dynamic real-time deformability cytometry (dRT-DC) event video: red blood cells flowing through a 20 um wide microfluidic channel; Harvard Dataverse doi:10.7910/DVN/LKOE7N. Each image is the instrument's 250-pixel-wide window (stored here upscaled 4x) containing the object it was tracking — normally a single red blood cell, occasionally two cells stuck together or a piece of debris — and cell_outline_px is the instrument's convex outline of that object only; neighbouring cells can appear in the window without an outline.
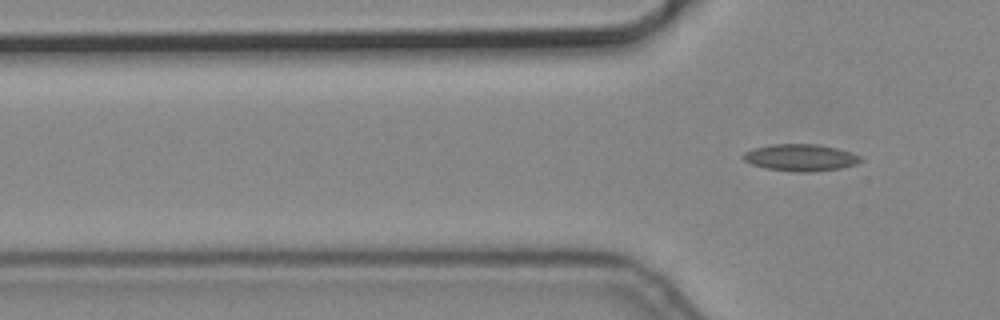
{"species": "common noctule bat (a hibernating species)", "species_latin": "Nyctalus noctula", "temperature_condition": "cold", "stored_images_in_passage": 5, "segment_of_instrument_passage": [2, 2], "camera_frame_rate_fps": 3000, "um_per_image_px": 0.085, "animal": {"sex": "male", "body_mass_g": 19.2, "forearm_length_mm": 51.8}, "frame": {"image": 1, "passage_image": 5, "time_ms": 1.333, "image_size_px": [1000, 320], "cell_outline_px": [[864, 160], [856, 164], [840, 168], [808, 172], [796, 172], [764, 168], [752, 164], [744, 160], [740, 156], [744, 152], [752, 148], [772, 144], [816, 144], [836, 148], [860, 156]], "centroid_in_image_um": [68.0, 13.39], "position_along_channel_um": 57.8, "area_um2": 18.38}}